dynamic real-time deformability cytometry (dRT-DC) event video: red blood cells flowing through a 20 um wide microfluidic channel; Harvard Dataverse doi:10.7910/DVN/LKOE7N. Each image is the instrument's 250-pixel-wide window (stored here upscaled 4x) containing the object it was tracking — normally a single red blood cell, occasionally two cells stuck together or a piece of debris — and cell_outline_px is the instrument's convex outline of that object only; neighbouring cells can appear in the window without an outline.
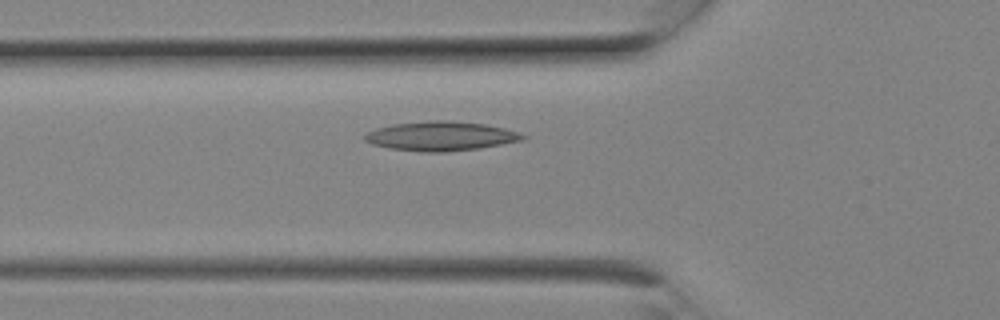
{"species": "Egyptian fruit bat (a non-hibernating species)", "species_latin": "Rousettus aegyptiacus", "temperature_condition": "room temperature", "stored_images_in_passage": 5, "camera_frame_rate_fps": 3000, "um_per_image_px": 0.085, "animal": {"sex": "female"}, "frame": {"image": 1, "passage_image": 5, "time_ms": 1.333, "image_size_px": [1000, 320], "cell_outline_px": [[528, 136], [520, 140], [480, 148], [444, 152], [420, 152], [388, 148], [372, 144], [364, 140], [364, 136], [368, 132], [376, 128], [392, 124], [436, 120], [444, 120], [484, 124], [504, 128]], "centroid_in_image_um": [37.42, 11.57], "position_along_channel_um": 88.4, "area_um2": 26.7}}